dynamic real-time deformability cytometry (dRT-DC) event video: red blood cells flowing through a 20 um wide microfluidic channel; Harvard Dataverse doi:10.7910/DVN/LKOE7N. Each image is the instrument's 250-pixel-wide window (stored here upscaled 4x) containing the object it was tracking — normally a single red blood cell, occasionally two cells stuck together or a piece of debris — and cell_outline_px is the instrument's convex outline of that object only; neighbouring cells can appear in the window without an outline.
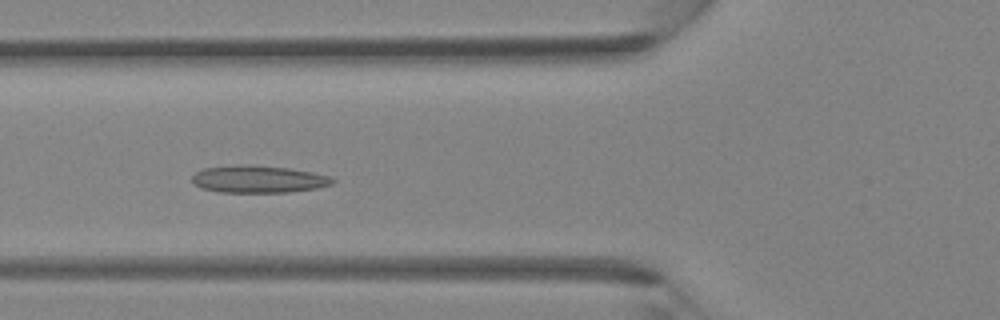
{"species": "Egyptian fruit bat (a non-hibernating species)", "species_latin": "Rousettus aegyptiacus", "temperature_condition": "room temperature", "stored_images_in_passage": 40, "camera_frame_rate_fps": 3000, "um_per_image_px": 0.085, "animal": {"sex": "female"}, "frame": {"image": 1, "passage_image": 15, "time_ms": 4.667, "image_size_px": [1000, 320], "cell_outline_px": [[336, 180], [332, 184], [316, 188], [288, 192], [220, 192], [200, 188], [192, 184], [192, 176], [196, 172], [204, 168], [236, 164], [248, 164], [288, 168], [312, 172], [328, 176]], "centroid_in_image_um": [21.91, 15.22], "position_along_channel_um": 103.9, "area_um2": 22.43}}
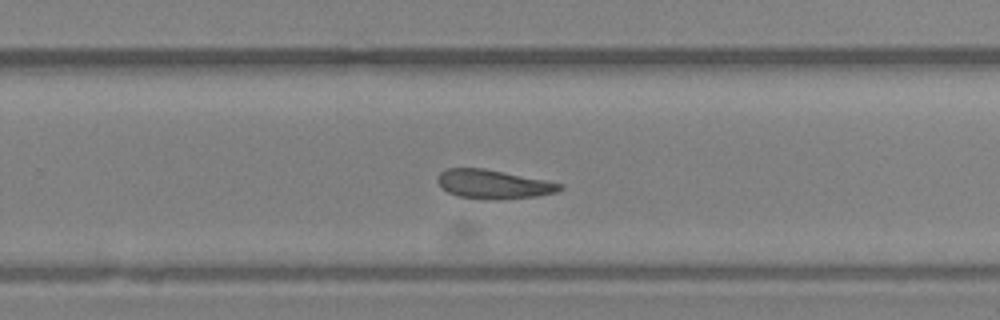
{"frame": {"image": 2, "passage_image": 26, "time_ms": 8.333, "image_size_px": [1000, 320], "cell_outline_px": [[564, 188], [556, 192], [536, 196], [496, 200], [460, 196], [448, 192], [436, 180], [436, 176], [444, 168], [484, 168], [564, 184]], "centroid_in_image_um": [41.93, 15.65], "position_along_channel_um": 287.9, "area_um2": 20.46}}
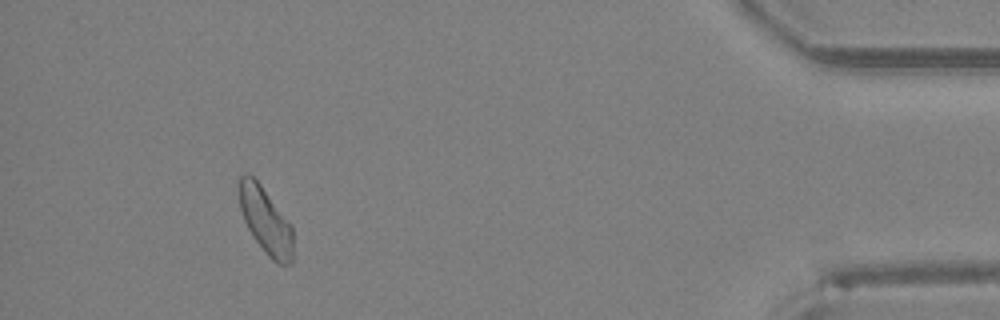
{"frame": {"image": 3, "passage_image": 37, "time_ms": 12.0, "image_size_px": [1000, 320], "cell_outline_px": [[292, 264], [276, 264], [264, 252], [252, 236], [244, 220], [240, 208], [240, 176], [244, 172], [248, 172], [260, 184], [292, 224]], "centroid_in_image_um": [22.59, 18.77], "position_along_channel_um": 412.6, "area_um2": 20.81}}